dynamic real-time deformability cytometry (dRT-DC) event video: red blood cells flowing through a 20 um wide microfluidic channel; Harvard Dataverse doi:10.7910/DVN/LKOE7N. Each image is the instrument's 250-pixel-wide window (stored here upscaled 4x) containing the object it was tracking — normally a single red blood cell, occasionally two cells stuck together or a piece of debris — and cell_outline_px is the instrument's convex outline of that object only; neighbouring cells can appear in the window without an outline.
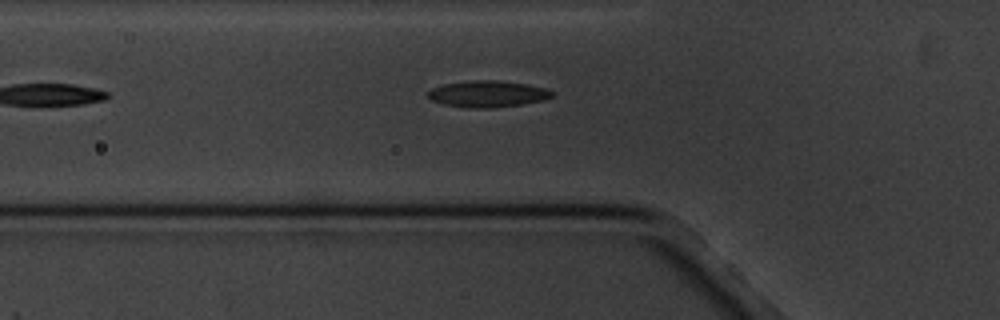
{"species": "common noctule bat (a hibernating species)", "species_latin": "Nyctalus noctula", "temperature_condition": "cold", "stored_images_in_passage": 3, "camera_frame_rate_fps": 3000, "um_per_image_px": 0.085, "animal": {"sex": "male", "body_mass_g": 20.1, "forearm_length_mm": 53.5}, "frame": {"image": 1, "passage_image": 3, "time_ms": 2.333, "image_size_px": [1000, 320], "cell_outline_px": [[556, 92], [552, 96], [544, 100], [520, 104], [488, 108], [468, 108], [444, 104], [432, 100], [428, 96], [428, 92], [432, 88], [444, 84], [468, 80], [500, 80], [528, 84], [544, 88]], "centroid_in_image_um": [41.46, 7.97], "position_along_channel_um": 84.3, "area_um2": 19.13}}